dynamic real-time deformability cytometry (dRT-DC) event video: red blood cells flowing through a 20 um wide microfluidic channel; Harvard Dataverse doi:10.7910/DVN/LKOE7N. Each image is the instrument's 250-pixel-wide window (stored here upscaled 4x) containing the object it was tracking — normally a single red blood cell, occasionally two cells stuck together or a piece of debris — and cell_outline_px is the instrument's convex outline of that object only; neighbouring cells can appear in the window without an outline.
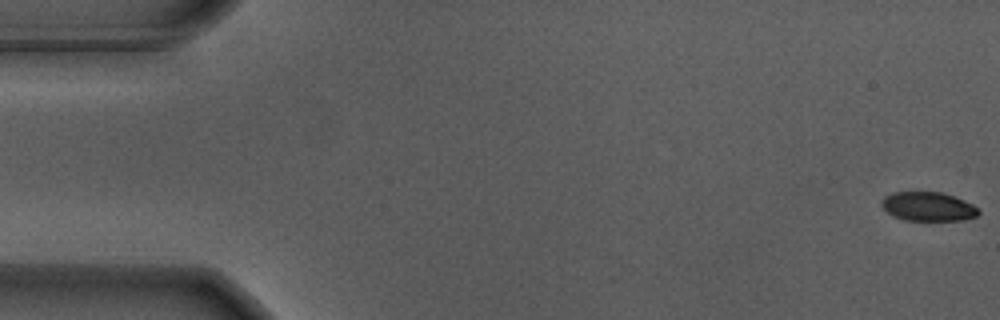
{"species": "Egyptian fruit bat (a non-hibernating species)", "species_latin": "Rousettus aegyptiacus", "temperature_condition": "warm", "stored_images_in_passage": 58, "segment_of_instrument_passage": [1, 2], "camera_frame_rate_fps": 3000, "um_per_image_px": 0.085, "animal": {"sex": "male"}, "frame": {"image": 1, "passage_image": 1, "time_ms": 0.0, "image_size_px": [1000, 320], "cell_outline_px": [[980, 212], [976, 216], [964, 220], [904, 220], [892, 216], [880, 204], [880, 200], [884, 196], [892, 192], [944, 192], [964, 200], [980, 208]], "centroid_in_image_um": [78.88, 17.55], "position_along_channel_um": 6.1, "area_um2": 16.59}}
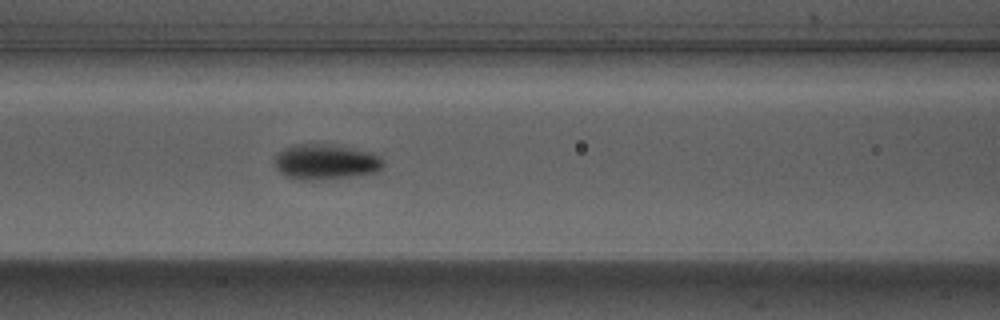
{"frame": {"image": 2, "passage_image": 24, "time_ms": 7.667, "image_size_px": [1000, 320], "cell_outline_px": [[384, 164], [376, 172], [328, 180], [296, 180], [284, 176], [272, 164], [272, 156], [276, 152], [292, 144], [320, 144], [348, 148], [368, 152], [376, 156]], "centroid_in_image_um": [27.51, 13.79], "position_along_channel_um": 139.1, "area_um2": 22.48}}
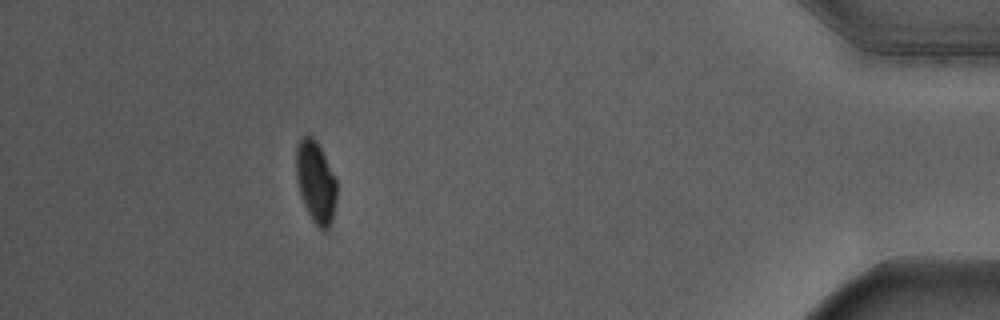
{"frame": {"image": 3, "passage_image": 51, "time_ms": 16.667, "image_size_px": [1000, 320], "cell_outline_px": [[336, 200], [332, 220], [328, 232], [324, 232], [312, 220], [300, 196], [296, 176], [296, 148], [300, 136], [308, 132], [316, 140], [336, 180]], "centroid_in_image_um": [26.82, 15.46], "position_along_channel_um": 408.4, "area_um2": 19.48}}